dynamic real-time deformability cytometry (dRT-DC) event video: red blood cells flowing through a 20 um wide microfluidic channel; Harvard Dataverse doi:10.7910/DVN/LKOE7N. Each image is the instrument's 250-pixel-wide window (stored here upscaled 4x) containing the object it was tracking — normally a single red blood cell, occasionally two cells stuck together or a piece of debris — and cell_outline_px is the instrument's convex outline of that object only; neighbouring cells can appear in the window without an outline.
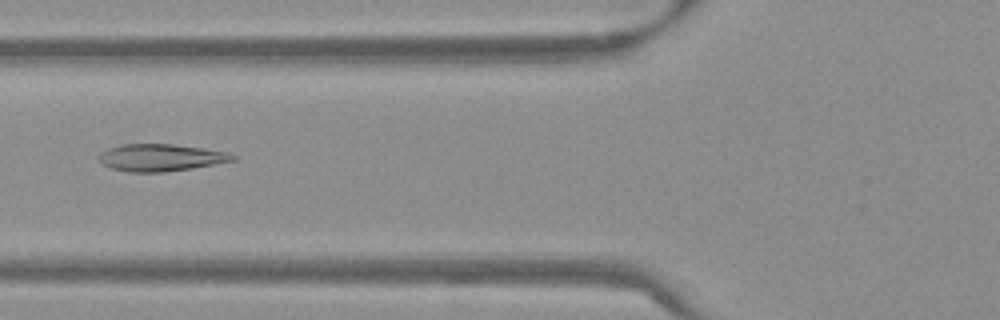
{"species": "Egyptian fruit bat (a non-hibernating species)", "species_latin": "Rousettus aegyptiacus", "temperature_condition": "warm", "stored_images_in_passage": 53, "camera_frame_rate_fps": 3000, "um_per_image_px": 0.085, "frame": {"image": 1, "passage_image": 21, "time_ms": 6.667, "image_size_px": [1000, 320], "cell_outline_px": [[236, 160], [192, 168], [164, 172], [128, 172], [112, 168], [100, 164], [96, 160], [96, 156], [100, 152], [108, 148], [120, 144], [172, 144], [228, 152], [236, 156]], "centroid_in_image_um": [13.58, 13.39], "position_along_channel_um": 112.2, "area_um2": 21.33}}
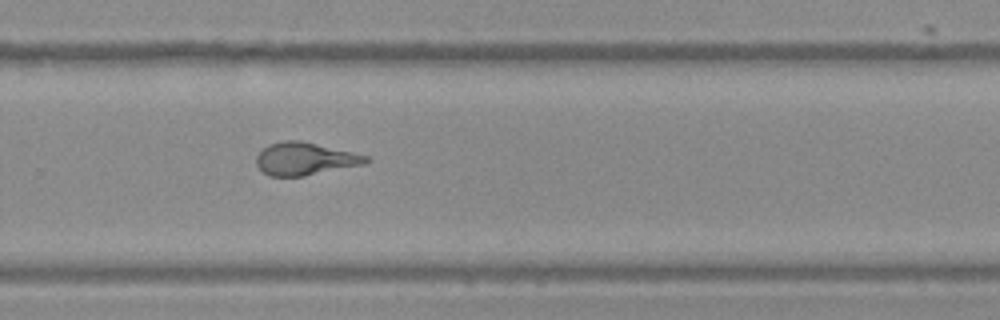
{"frame": {"image": 2, "passage_image": 36, "time_ms": 11.667, "image_size_px": [1000, 320], "cell_outline_px": [[372, 160], [364, 164], [304, 176], [268, 176], [256, 164], [256, 156], [268, 144], [284, 140], [300, 140], [352, 152], [368, 156]], "centroid_in_image_um": [25.92, 13.5], "position_along_channel_um": 303.9, "area_um2": 20.75}}
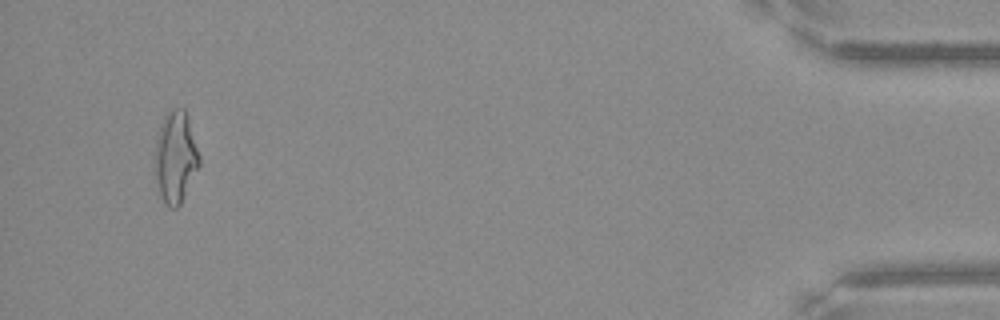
{"frame": {"image": 3, "passage_image": 51, "time_ms": 16.667, "image_size_px": [1000, 320], "cell_outline_px": [[200, 164], [180, 204], [176, 208], [168, 208], [164, 204], [160, 196], [152, 172], [152, 160], [160, 124], [168, 108], [184, 108], [200, 156]], "centroid_in_image_um": [14.85, 13.38], "position_along_channel_um": 420.3, "area_um2": 24.28}, "authors_computed_cell_mechanics": {"area_um2": 21.964, "velocity_mm_per_s": 3.8314, "shape_relaxation_time_tau1_ms": null, "shape_relaxation_time_tau2_ms": 1.0389, "deformation_change_tau1": null, "deformation_change_tau2": 0.0909}}